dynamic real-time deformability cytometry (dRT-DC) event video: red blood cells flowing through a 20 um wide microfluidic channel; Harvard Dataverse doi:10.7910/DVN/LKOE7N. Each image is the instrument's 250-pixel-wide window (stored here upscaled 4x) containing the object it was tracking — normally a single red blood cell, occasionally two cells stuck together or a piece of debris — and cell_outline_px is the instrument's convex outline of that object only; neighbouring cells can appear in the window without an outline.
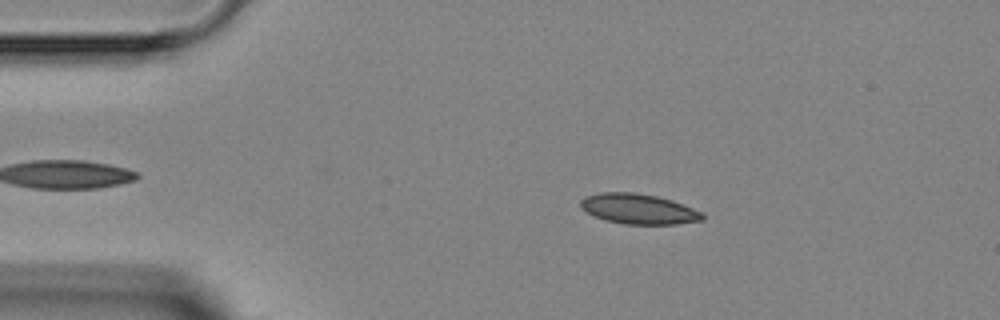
{"species": "Egyptian fruit bat (a non-hibernating species)", "species_latin": "Rousettus aegyptiacus", "temperature_condition": "room temperature", "stored_images_in_passage": 2, "camera_frame_rate_fps": 3000, "um_per_image_px": 0.085, "animal": {"sex": "female"}, "frame": {"image": 1, "passage_image": 1, "time_ms": 0.0, "image_size_px": [1000, 320], "cell_outline_px": [[704, 220], [676, 224], [624, 224], [604, 220], [580, 208], [580, 200], [584, 196], [600, 192], [632, 192], [656, 196], [672, 200], [704, 212]], "centroid_in_image_um": [54.28, 17.76], "position_along_channel_um": 30.7, "area_um2": 21.56}}